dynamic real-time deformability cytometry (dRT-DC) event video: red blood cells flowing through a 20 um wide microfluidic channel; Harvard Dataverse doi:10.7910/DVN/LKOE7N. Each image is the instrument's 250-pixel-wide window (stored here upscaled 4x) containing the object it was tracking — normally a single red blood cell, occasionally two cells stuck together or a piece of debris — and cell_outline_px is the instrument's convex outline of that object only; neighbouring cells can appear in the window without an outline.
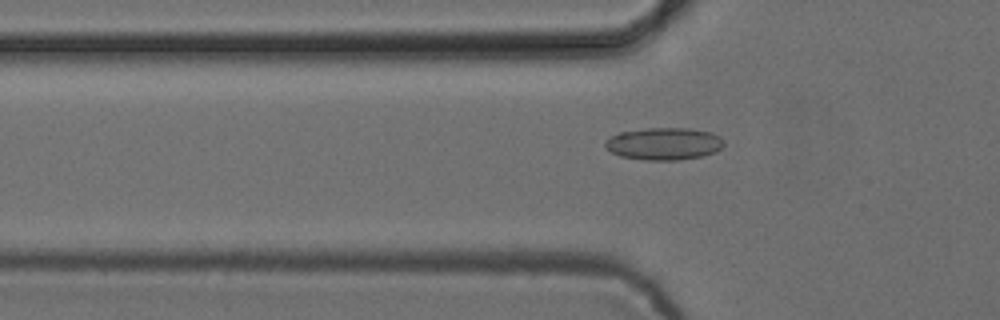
{"species": "common noctule bat (a hibernating species)", "species_latin": "Nyctalus noctula", "temperature_condition": "cold", "stored_images_in_passage": 53, "camera_frame_rate_fps": 3000, "um_per_image_px": 0.085, "animal": {"sex": "female", "body_mass_g": 24.6, "forearm_length_mm": 56.2}, "frame": {"image": 1, "passage_image": 18, "time_ms": 5.667, "image_size_px": [1000, 320], "cell_outline_px": [[724, 144], [716, 152], [704, 156], [680, 160], [648, 160], [620, 156], [604, 148], [604, 144], [612, 136], [620, 132], [648, 128], [688, 128], [712, 132], [720, 136], [724, 140]], "centroid_in_image_um": [56.48, 12.22], "position_along_channel_um": 69.3, "area_um2": 22.43}}
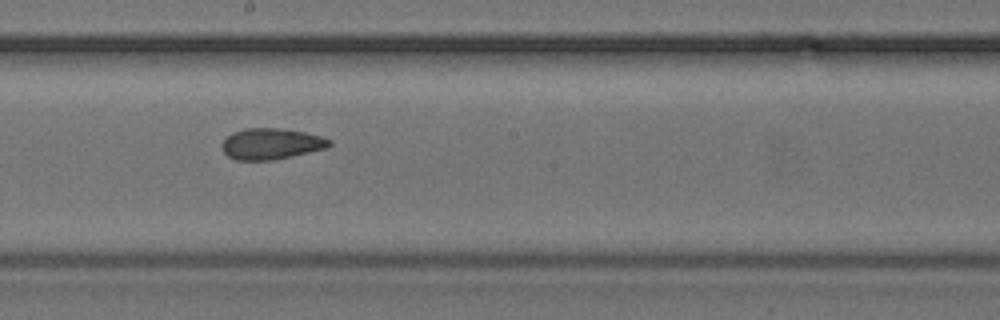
{"frame": {"image": 2, "passage_image": 30, "time_ms": 9.667, "image_size_px": [1000, 320], "cell_outline_px": [[332, 144], [328, 148], [276, 160], [236, 160], [228, 156], [224, 152], [220, 144], [232, 132], [244, 128], [276, 128], [304, 132], [320, 136], [332, 140]], "centroid_in_image_um": [23.06, 12.23], "position_along_channel_um": 225.1, "area_um2": 19.59}}
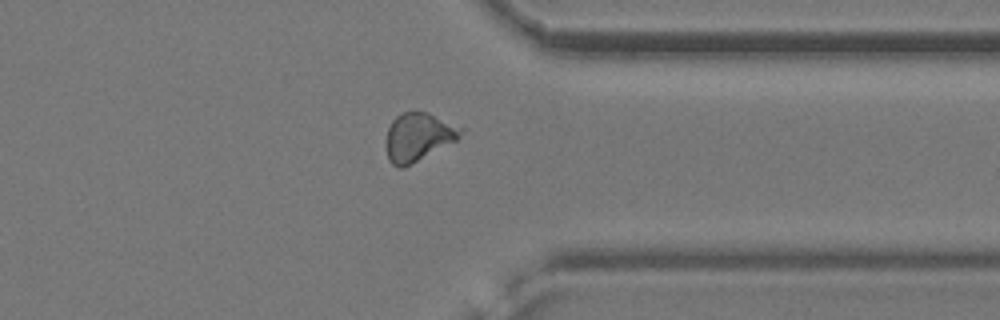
{"frame": {"image": 3, "passage_image": 42, "time_ms": 13.667, "image_size_px": [1000, 320], "cell_outline_px": [[464, 128], [460, 136], [456, 140], [404, 168], [400, 168], [392, 164], [388, 160], [384, 140], [388, 128], [392, 120], [400, 112], [428, 112]], "centroid_in_image_um": [35.51, 11.64], "position_along_channel_um": 375.9, "area_um2": 21.1}, "authors_computed_cell_mechanics": {"area_um2": 21.2126, "velocity_mm_per_s": 3.8724, "shape_relaxation_time_tau1_ms": 5.386, "shape_relaxation_time_tau2_ms": 4.7819, "deformation_change_tau1": 0.0492, "deformation_change_tau2": 0.108}}